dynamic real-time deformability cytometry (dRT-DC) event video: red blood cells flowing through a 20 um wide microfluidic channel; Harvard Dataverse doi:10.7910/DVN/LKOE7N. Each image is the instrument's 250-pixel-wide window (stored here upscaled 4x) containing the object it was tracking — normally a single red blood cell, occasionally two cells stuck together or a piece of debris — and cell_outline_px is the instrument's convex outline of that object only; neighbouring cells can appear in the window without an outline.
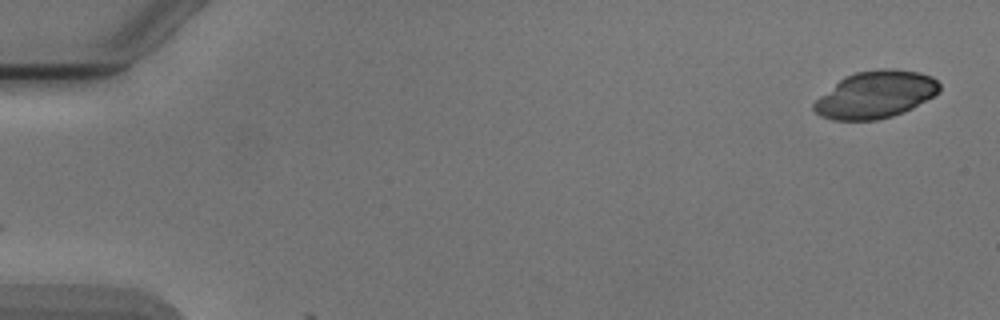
{"species": "Egyptian fruit bat (a non-hibernating species)", "species_latin": "Rousettus aegyptiacus", "temperature_condition": "cold", "stored_images_in_passage": 3, "camera_frame_rate_fps": 3000, "um_per_image_px": 0.085, "animal": {"sex": "male"}, "frame": {"image": 1, "passage_image": 1, "time_ms": 0.0, "image_size_px": [1000, 320], "cell_outline_px": [[940, 92], [912, 108], [904, 112], [892, 116], [876, 120], [832, 120], [820, 116], [812, 108], [812, 104], [820, 96], [844, 76], [856, 72], [880, 68], [892, 68], [920, 72], [932, 76], [940, 84]], "centroid_in_image_um": [74.42, 8.03], "position_along_channel_um": 10.6, "area_um2": 34.62}}